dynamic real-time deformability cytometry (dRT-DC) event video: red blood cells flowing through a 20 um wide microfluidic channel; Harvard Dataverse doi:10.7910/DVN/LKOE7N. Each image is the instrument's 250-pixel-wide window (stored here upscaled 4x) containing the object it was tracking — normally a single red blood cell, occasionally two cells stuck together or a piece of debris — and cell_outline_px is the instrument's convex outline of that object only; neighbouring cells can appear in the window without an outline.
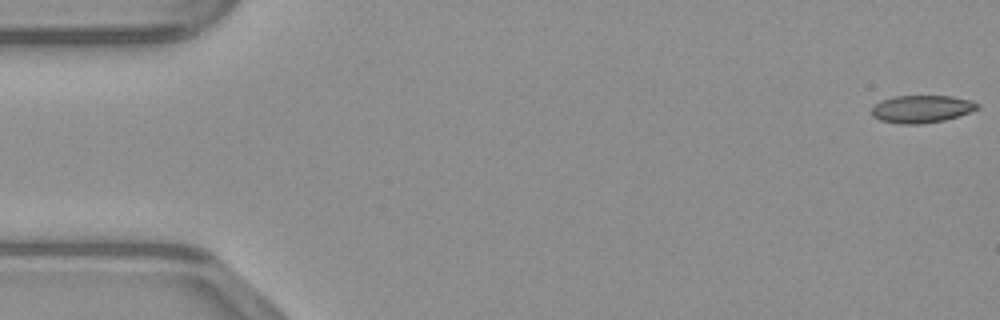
{"species": "common noctule bat (a hibernating species)", "species_latin": "Nyctalus noctula", "temperature_condition": "warm", "stored_images_in_passage": 48, "camera_frame_rate_fps": 3000, "um_per_image_px": 0.085, "animal": {"sex": "male", "body_mass_g": 23.1, "forearm_length_mm": 52.7}, "frame": {"image": 1, "passage_image": 1, "time_ms": 0.0, "image_size_px": [1000, 320], "cell_outline_px": [[980, 108], [944, 120], [920, 124], [900, 124], [880, 120], [872, 116], [872, 108], [880, 100], [892, 96], [952, 96], [968, 100], [980, 104]], "centroid_in_image_um": [78.3, 9.26], "position_along_channel_um": 6.7, "area_um2": 16.88}}
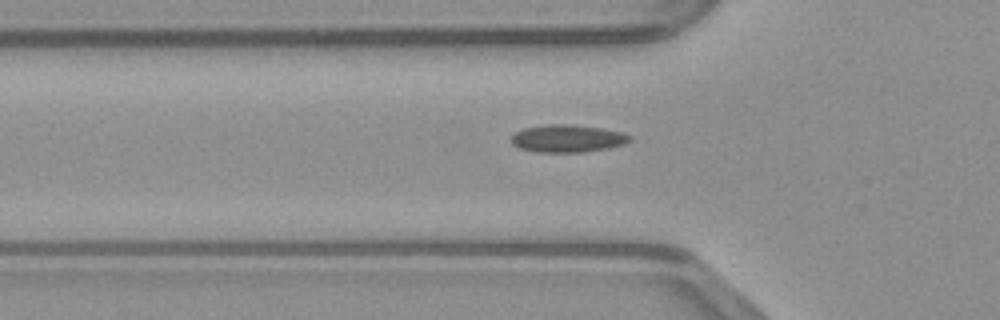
{"frame": {"image": 2, "passage_image": 16, "time_ms": 5.0, "image_size_px": [1000, 320], "cell_outline_px": [[632, 140], [624, 144], [608, 148], [584, 152], [536, 152], [520, 148], [512, 144], [512, 136], [516, 132], [524, 128], [544, 124], [568, 124], [600, 128], [620, 132], [632, 136]], "centroid_in_image_um": [48.24, 11.77], "position_along_channel_um": 77.6, "area_um2": 18.96}}
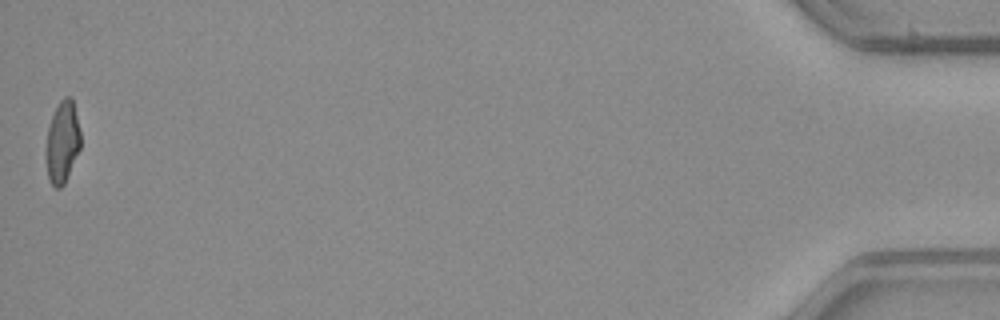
{"frame": {"image": 3, "passage_image": 48, "time_ms": 15.667, "image_size_px": [1000, 320], "cell_outline_px": [[80, 148], [64, 184], [60, 188], [56, 188], [52, 184], [48, 176], [44, 152], [48, 128], [52, 116], [60, 100], [64, 96], [72, 96], [80, 132]], "centroid_in_image_um": [5.28, 12.07], "position_along_channel_um": 429.9, "area_um2": 16.53}}